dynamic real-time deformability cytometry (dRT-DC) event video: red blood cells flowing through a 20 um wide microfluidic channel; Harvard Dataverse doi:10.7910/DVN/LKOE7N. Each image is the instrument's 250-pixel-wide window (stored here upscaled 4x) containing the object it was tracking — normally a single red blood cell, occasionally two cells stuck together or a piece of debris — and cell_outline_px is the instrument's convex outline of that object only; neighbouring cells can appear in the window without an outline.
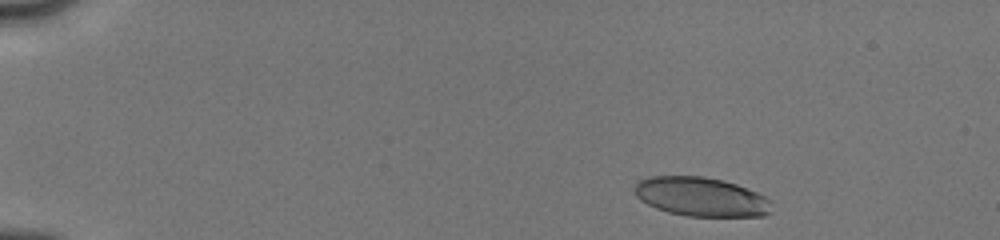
{"species": "human", "species_latin": "Homo sapiens", "temperature_condition": "cold", "stored_images_in_passage": 40, "camera_frame_rate_fps": 3000, "um_per_image_px": 0.085, "donor": {"sex": "male"}, "frame": {"image": 1, "passage_image": 1, "time_ms": 0.0, "image_size_px": [1000, 240], "cell_outline_px": [[772, 212], [764, 216], [688, 216], [668, 212], [656, 208], [640, 200], [636, 196], [636, 184], [640, 180], [648, 176], [704, 176], [724, 180], [736, 184], [756, 192], [772, 200]], "centroid_in_image_um": [59.63, 16.73], "position_along_channel_um": 25.4, "area_um2": 31.33}}
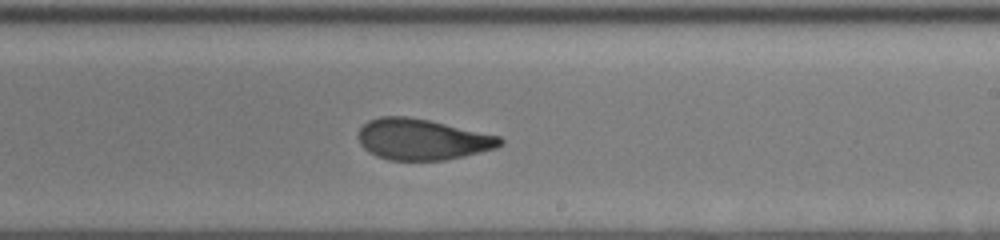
{"frame": {"image": 2, "passage_image": 22, "time_ms": 8.333, "image_size_px": [1000, 240], "cell_outline_px": [[504, 144], [496, 148], [464, 156], [444, 160], [388, 160], [376, 156], [364, 148], [360, 144], [360, 128], [368, 120], [380, 116], [408, 116], [428, 120], [500, 136], [504, 140]], "centroid_in_image_um": [35.9, 11.85], "position_along_channel_um": 253.1, "area_um2": 33.76}}
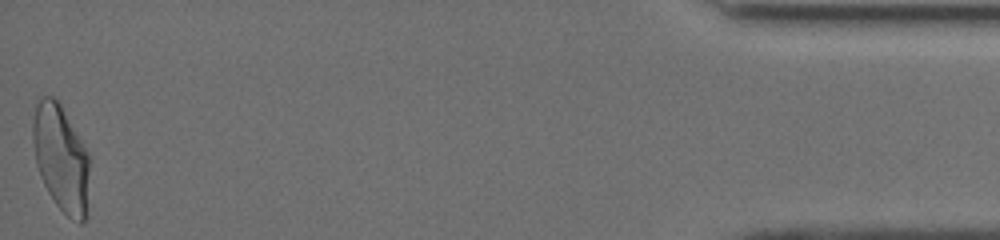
{"frame": {"image": 3, "passage_image": 40, "time_ms": 14.667, "image_size_px": [1000, 240], "cell_outline_px": [[88, 216], [80, 224], [72, 220], [56, 204], [48, 192], [40, 176], [36, 164], [32, 140], [32, 124], [36, 104], [40, 96], [52, 96], [60, 104], [88, 152]], "centroid_in_image_um": [5.18, 13.47], "position_along_channel_um": 430.0, "area_um2": 35.26}, "authors_computed_cell_mechanics": {"area_um2": 34.0731, "velocity_mm_per_s": 4.0322, "shape_relaxation_time_tau1_ms": 3.3358, "shape_relaxation_time_tau2_ms": 1.229, "deformation_change_tau1": 0.1588, "deformation_change_tau2": 0.086}}